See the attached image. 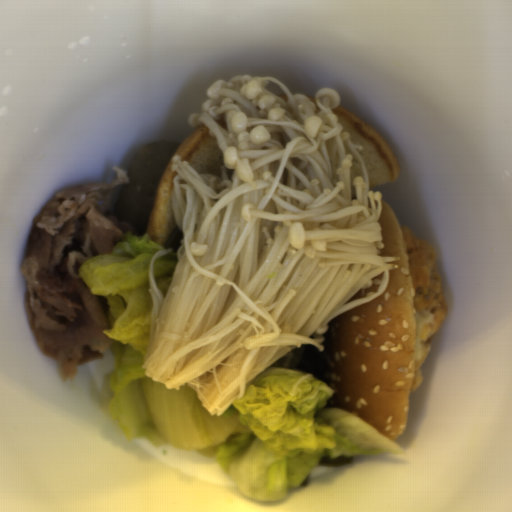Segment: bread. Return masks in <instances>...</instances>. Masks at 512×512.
Here are the masks:
<instances>
[{
    "label": "bread",
    "mask_w": 512,
    "mask_h": 512,
    "mask_svg": "<svg viewBox=\"0 0 512 512\" xmlns=\"http://www.w3.org/2000/svg\"><path fill=\"white\" fill-rule=\"evenodd\" d=\"M384 249L398 257L384 291L330 319L324 346L300 345L270 366L289 367L325 383L333 394L325 408H339L393 443L409 415L415 349V296L396 212L381 202L378 220ZM319 411V410H318Z\"/></svg>",
    "instance_id": "obj_1"
},
{
    "label": "bread",
    "mask_w": 512,
    "mask_h": 512,
    "mask_svg": "<svg viewBox=\"0 0 512 512\" xmlns=\"http://www.w3.org/2000/svg\"><path fill=\"white\" fill-rule=\"evenodd\" d=\"M179 143L162 175L146 233L163 250L173 249L171 253H178L177 248L183 242L182 231L175 221L172 206L174 179L178 174L177 170L172 169L173 158L179 156L203 175L221 176L224 163L216 137L200 123Z\"/></svg>",
    "instance_id": "obj_2"
},
{
    "label": "bread",
    "mask_w": 512,
    "mask_h": 512,
    "mask_svg": "<svg viewBox=\"0 0 512 512\" xmlns=\"http://www.w3.org/2000/svg\"><path fill=\"white\" fill-rule=\"evenodd\" d=\"M352 143L361 146L359 153L367 172L369 189L393 182L398 176L397 154L379 133L347 109L332 111Z\"/></svg>",
    "instance_id": "obj_3"
}]
</instances>
